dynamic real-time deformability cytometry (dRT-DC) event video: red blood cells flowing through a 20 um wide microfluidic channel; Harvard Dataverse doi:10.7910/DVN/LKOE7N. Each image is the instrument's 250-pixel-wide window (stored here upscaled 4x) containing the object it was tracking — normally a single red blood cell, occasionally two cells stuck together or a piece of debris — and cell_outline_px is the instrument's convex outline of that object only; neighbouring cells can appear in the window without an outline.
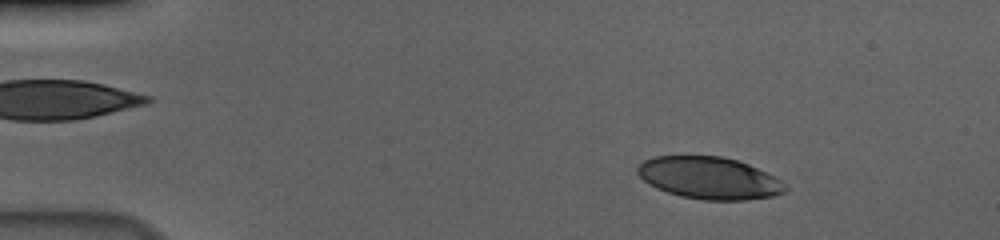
{"species": "human", "species_latin": "Homo sapiens", "temperature_condition": "cold", "stored_images_in_passage": 56, "camera_frame_rate_fps": 3000, "um_per_image_px": 0.085, "donor": {"sex": "male"}, "frame": {"image": 1, "passage_image": 8, "time_ms": 2.333, "image_size_px": [1000, 240], "cell_outline_px": [[788, 188], [784, 192], [772, 196], [748, 200], [704, 200], [680, 196], [656, 188], [648, 184], [636, 172], [636, 168], [644, 160], [652, 156], [720, 156], [736, 160], [748, 164], [788, 184]], "centroid_in_image_um": [60.27, 15.13], "position_along_channel_um": 24.7, "area_um2": 36.18}}
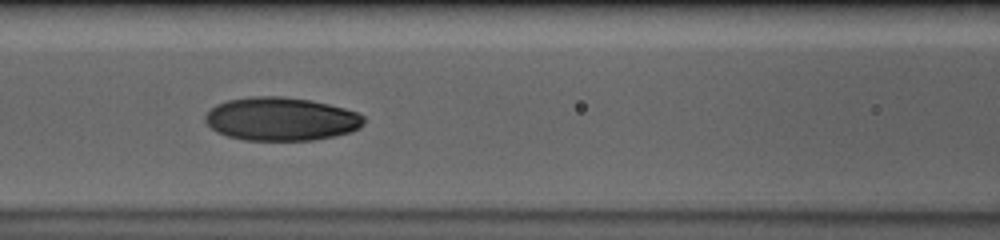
{"frame": {"image": 2, "passage_image": 25, "time_ms": 8.0, "image_size_px": [1000, 240], "cell_outline_px": [[364, 124], [360, 128], [352, 132], [336, 136], [312, 140], [244, 140], [228, 136], [216, 132], [204, 120], [204, 116], [216, 104], [228, 100], [252, 96], [280, 96], [308, 100], [328, 104], [344, 108], [356, 112], [364, 116]], "centroid_in_image_um": [23.9, 10.12], "position_along_channel_um": 142.7, "area_um2": 40.11}}
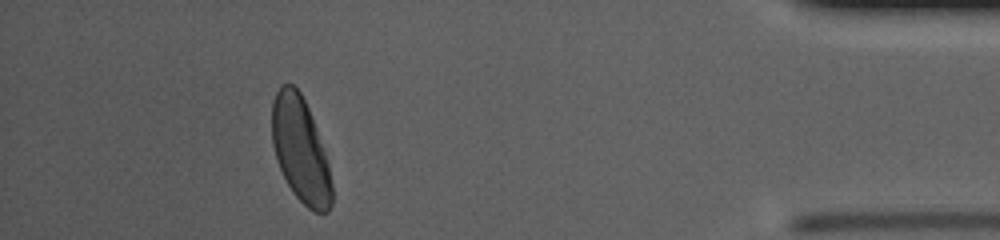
{"frame": {"image": 3, "passage_image": 51, "time_ms": 16.667, "image_size_px": [1000, 240], "cell_outline_px": [[332, 204], [328, 212], [312, 212], [292, 192], [276, 160], [272, 144], [272, 100], [280, 84], [292, 84], [300, 92], [308, 108], [316, 128], [328, 164], [332, 184]], "centroid_in_image_um": [25.52, 12.74], "position_along_channel_um": 409.7, "area_um2": 36.47}, "authors_computed_cell_mechanics": {"area_um2": 38.8127, "velocity_mm_per_s": 3.663, "shape_relaxation_time_tau1_ms": 4.9338, "shape_relaxation_time_tau2_ms": 0.8755, "deformation_change_tau1": 0.1799, "deformation_change_tau2": 0.0377}}